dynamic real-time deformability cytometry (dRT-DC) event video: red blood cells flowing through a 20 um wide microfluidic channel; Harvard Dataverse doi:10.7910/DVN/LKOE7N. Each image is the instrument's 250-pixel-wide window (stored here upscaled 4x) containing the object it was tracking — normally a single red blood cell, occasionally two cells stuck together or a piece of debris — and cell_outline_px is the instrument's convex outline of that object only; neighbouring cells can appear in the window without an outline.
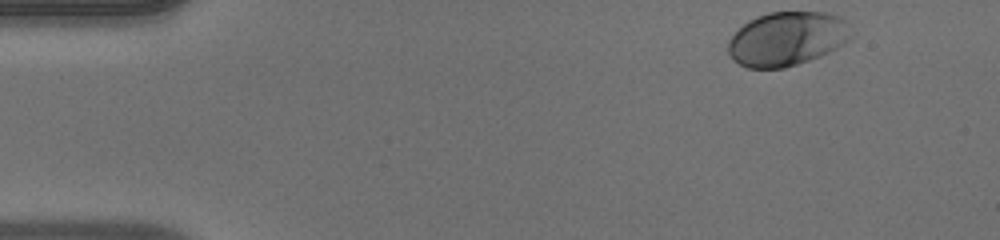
{"species": "human", "species_latin": "Homo sapiens", "temperature_condition": "warm", "stored_images_in_passage": 38, "camera_frame_rate_fps": 3000, "um_per_image_px": 0.085, "donor": {"sex": "male"}, "frame": {"image": 1, "passage_image": 1, "time_ms": 0.0, "image_size_px": [1000, 240], "cell_outline_px": [[852, 36], [844, 44], [820, 56], [784, 68], [748, 68], [732, 60], [728, 52], [728, 40], [748, 20], [756, 16], [768, 12], [824, 12], [840, 16], [844, 20]], "centroid_in_image_um": [66.87, 3.29], "position_along_channel_um": 18.1, "area_um2": 38.61}}
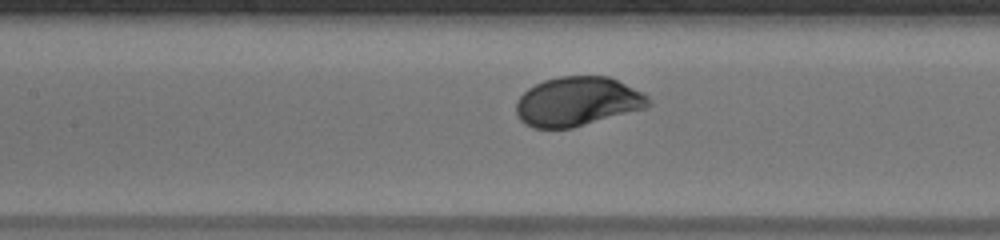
{"frame": {"image": 2, "passage_image": 19, "time_ms": 6.0, "image_size_px": [1000, 240], "cell_outline_px": [[652, 104], [644, 108], [572, 128], [532, 128], [524, 124], [516, 116], [516, 100], [528, 88], [544, 80], [560, 76], [608, 76], [644, 92], [648, 96]], "centroid_in_image_um": [49.06, 8.63], "position_along_channel_um": 158.3, "area_um2": 38.03}}
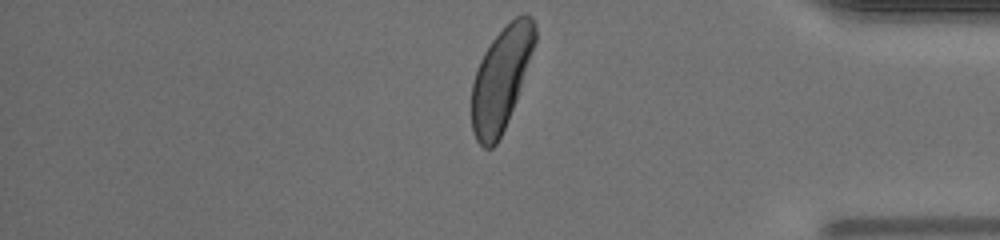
{"frame": {"image": 3, "passage_image": 38, "time_ms": 12.333, "image_size_px": [1000, 240], "cell_outline_px": [[536, 40], [516, 100], [504, 128], [496, 144], [492, 148], [484, 148], [476, 140], [472, 132], [472, 84], [480, 60], [484, 52], [492, 40], [516, 16], [524, 12], [528, 12], [532, 16], [536, 24]], "centroid_in_image_um": [42.6, 6.67], "position_along_channel_um": 392.6, "area_um2": 37.45}, "authors_computed_cell_mechanics": {"area_um2": 37.5411, "velocity_mm_per_s": 4.0865, "shape_relaxation_time_tau1_ms": 1.8724, "shape_relaxation_time_tau2_ms": null, "deformation_change_tau1": 0.146, "deformation_change_tau2": null}}